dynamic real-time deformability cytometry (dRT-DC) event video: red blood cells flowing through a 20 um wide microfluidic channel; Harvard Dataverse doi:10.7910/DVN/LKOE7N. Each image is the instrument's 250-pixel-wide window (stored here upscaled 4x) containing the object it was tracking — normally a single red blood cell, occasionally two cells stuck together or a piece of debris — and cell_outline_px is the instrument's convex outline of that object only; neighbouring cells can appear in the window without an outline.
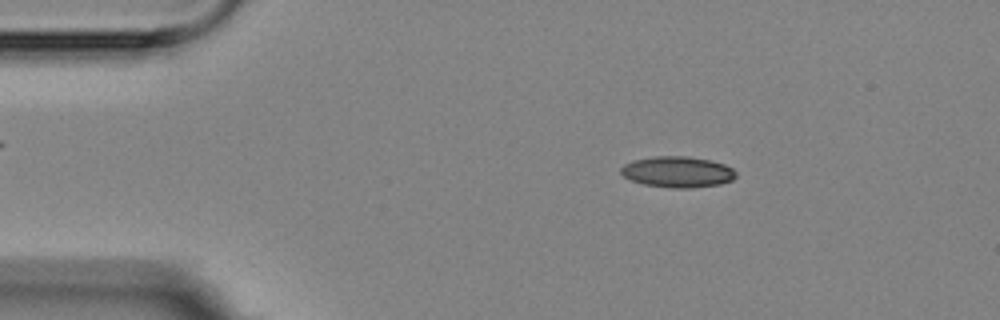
{"species": "Egyptian fruit bat (a non-hibernating species)", "species_latin": "Rousettus aegyptiacus", "temperature_condition": "room temperature", "stored_images_in_passage": 3, "camera_frame_rate_fps": 3000, "um_per_image_px": 0.085, "animal": {"sex": "female"}, "frame": {"image": 1, "passage_image": 2, "time_ms": 1.0, "image_size_px": [1000, 320], "cell_outline_px": [[736, 176], [732, 180], [720, 184], [692, 188], [668, 188], [644, 184], [632, 180], [624, 176], [620, 172], [620, 168], [624, 164], [632, 160], [656, 156], [688, 156], [712, 160], [724, 164], [732, 168], [736, 172]], "centroid_in_image_um": [57.6, 14.61], "position_along_channel_um": 27.4, "area_um2": 20.92}}